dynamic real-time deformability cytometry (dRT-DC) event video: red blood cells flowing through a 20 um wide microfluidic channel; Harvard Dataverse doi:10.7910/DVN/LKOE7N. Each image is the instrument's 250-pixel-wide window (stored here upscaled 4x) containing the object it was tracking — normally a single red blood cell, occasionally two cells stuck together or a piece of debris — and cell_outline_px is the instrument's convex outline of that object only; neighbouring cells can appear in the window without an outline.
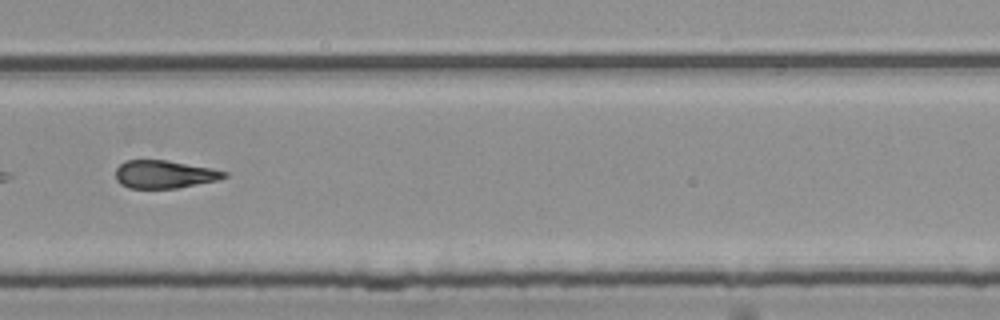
{"species": "common noctule bat (a hibernating species)", "species_latin": "Nyctalus noctula", "temperature_condition": "room temperature", "stored_images_in_passage": 37, "camera_frame_rate_fps": 3000, "um_per_image_px": 0.085, "animal": {"sex": "female", "body_mass_g": 25.1}, "frame": {"image": 1, "passage_image": 22, "time_ms": 7.0, "image_size_px": [1000, 320], "cell_outline_px": [[228, 176], [216, 180], [176, 188], [128, 188], [120, 184], [116, 180], [116, 168], [124, 160], [168, 160], [212, 168], [228, 172]], "centroid_in_image_um": [13.95, 14.81], "position_along_channel_um": 315.9, "area_um2": 17.69}, "authors_computed_cell_mechanics": {"area_um2": 18.8428, "velocity_mm_per_s": 3.7733, "shape_relaxation_time_tau1_ms": null, "shape_relaxation_time_tau2_ms": 4.6827, "deformation_change_tau1": null, "deformation_change_tau2": 0.1595}}